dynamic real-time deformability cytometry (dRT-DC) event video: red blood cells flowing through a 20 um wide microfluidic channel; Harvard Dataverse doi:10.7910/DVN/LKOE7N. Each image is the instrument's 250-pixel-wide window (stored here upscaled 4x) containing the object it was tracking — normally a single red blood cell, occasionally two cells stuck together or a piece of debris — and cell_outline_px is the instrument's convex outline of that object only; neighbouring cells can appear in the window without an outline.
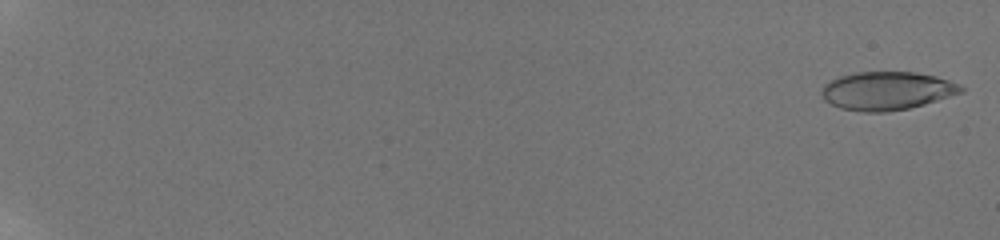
{"species": "human", "species_latin": "Homo sapiens", "temperature_condition": "room temperature", "stored_images_in_passage": 17, "camera_frame_rate_fps": 3000, "um_per_image_px": 0.085, "donor": {"sex": "male"}, "frame": {"image": 1, "passage_image": 1, "time_ms": 0.0, "image_size_px": [1000, 240], "cell_outline_px": [[964, 92], [924, 104], [908, 108], [888, 112], [864, 112], [840, 108], [824, 100], [820, 92], [824, 84], [840, 76], [856, 72], [916, 72], [936, 76], [960, 84], [964, 88]], "centroid_in_image_um": [75.39, 7.72], "position_along_channel_um": 9.6, "area_um2": 31.15}}
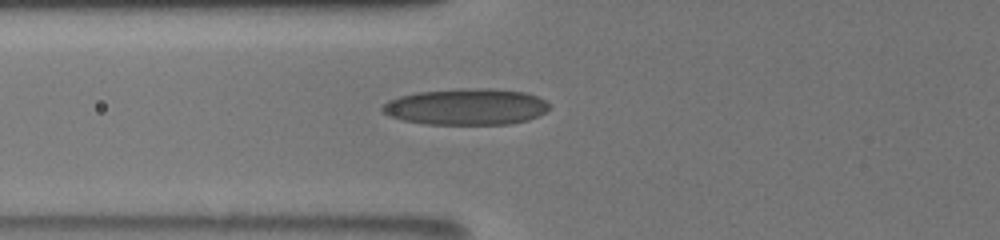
{"frame": {"image": 2, "passage_image": 14, "time_ms": 8.333, "image_size_px": [1000, 240], "cell_outline_px": [[548, 108], [544, 112], [528, 120], [508, 124], [424, 124], [404, 120], [388, 116], [380, 108], [388, 100], [400, 96], [416, 92], [460, 88], [488, 88], [524, 92], [536, 96], [544, 100], [548, 104]], "centroid_in_image_um": [39.59, 9.07], "position_along_channel_um": 86.2, "area_um2": 35.26}}
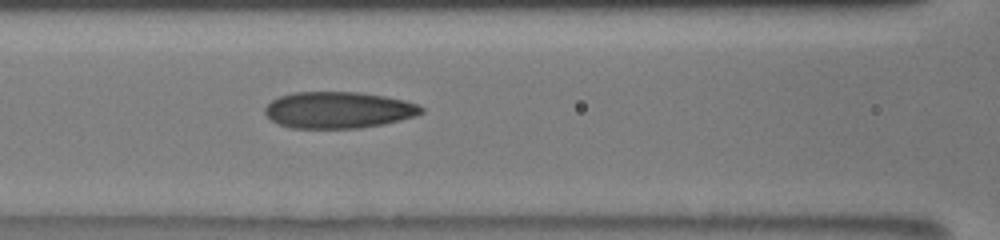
{"frame": {"image": 3, "passage_image": 17, "time_ms": 9.667, "image_size_px": [1000, 240], "cell_outline_px": [[424, 112], [416, 116], [384, 124], [360, 128], [292, 128], [280, 124], [272, 120], [264, 112], [264, 108], [272, 100], [280, 96], [292, 92], [360, 92], [384, 96], [404, 100], [416, 104], [424, 108]], "centroid_in_image_um": [28.78, 9.35], "position_along_channel_um": 137.8, "area_um2": 33.29}}